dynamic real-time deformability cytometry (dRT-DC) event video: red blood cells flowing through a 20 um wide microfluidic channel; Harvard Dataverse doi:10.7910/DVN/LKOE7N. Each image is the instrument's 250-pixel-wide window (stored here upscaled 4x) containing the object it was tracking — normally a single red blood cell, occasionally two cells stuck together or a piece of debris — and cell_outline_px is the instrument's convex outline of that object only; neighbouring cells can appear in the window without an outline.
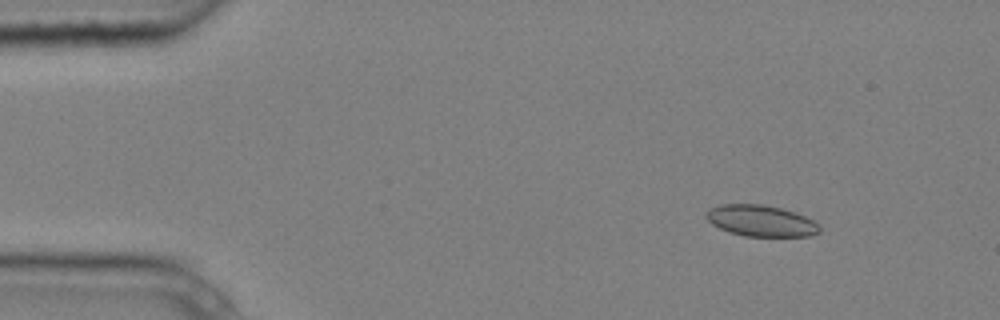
{"species": "common noctule bat (a hibernating species)", "species_latin": "Nyctalus noctula", "temperature_condition": "cold", "stored_images_in_passage": 10, "camera_frame_rate_fps": 3000, "um_per_image_px": 0.085, "animal": {"sex": "male", "body_mass_g": 20.4}, "frame": {"image": 1, "passage_image": 1, "time_ms": 0.0, "image_size_px": [1000, 320], "cell_outline_px": [[820, 232], [808, 236], [744, 236], [728, 232], [712, 224], [704, 216], [712, 208], [720, 204], [760, 204], [780, 208], [804, 216], [820, 224]], "centroid_in_image_um": [64.67, 18.77], "position_along_channel_um": 20.3, "area_um2": 20.46}}
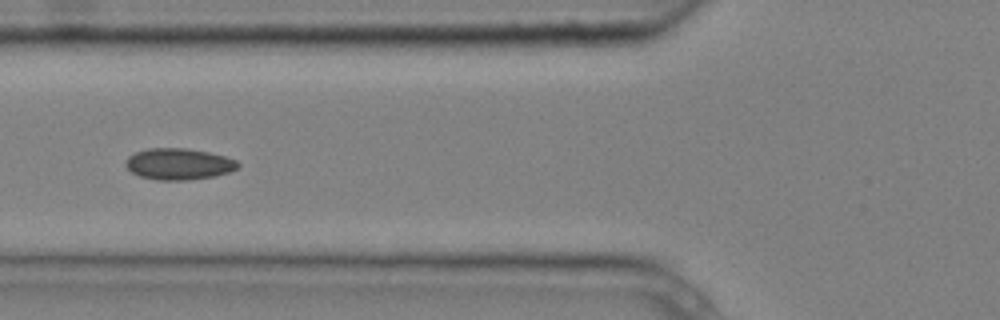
{"frame": {"image": 2, "passage_image": 5, "time_ms": 1.333, "image_size_px": [1000, 320], "cell_outline_px": [[240, 164], [236, 168], [228, 172], [216, 176], [188, 180], [156, 180], [140, 176], [132, 172], [124, 164], [128, 156], [136, 152], [148, 148], [188, 148], [208, 152], [224, 156], [236, 160]], "centroid_in_image_um": [15.18, 13.94], "position_along_channel_um": 110.6, "area_um2": 20.52}}
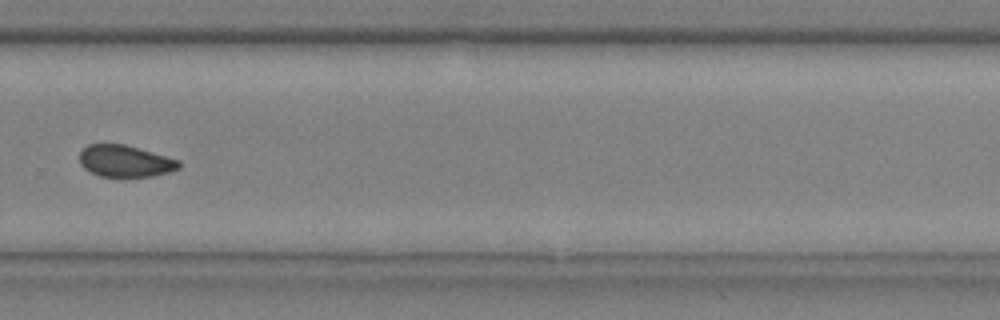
{"frame": {"image": 3, "passage_image": 10, "time_ms": 3.0, "image_size_px": [1000, 320], "cell_outline_px": [[180, 168], [168, 172], [152, 176], [100, 176], [84, 168], [80, 164], [80, 152], [88, 144], [124, 144], [180, 160]], "centroid_in_image_um": [10.64, 13.69], "position_along_channel_um": 319.2, "area_um2": 18.15}}